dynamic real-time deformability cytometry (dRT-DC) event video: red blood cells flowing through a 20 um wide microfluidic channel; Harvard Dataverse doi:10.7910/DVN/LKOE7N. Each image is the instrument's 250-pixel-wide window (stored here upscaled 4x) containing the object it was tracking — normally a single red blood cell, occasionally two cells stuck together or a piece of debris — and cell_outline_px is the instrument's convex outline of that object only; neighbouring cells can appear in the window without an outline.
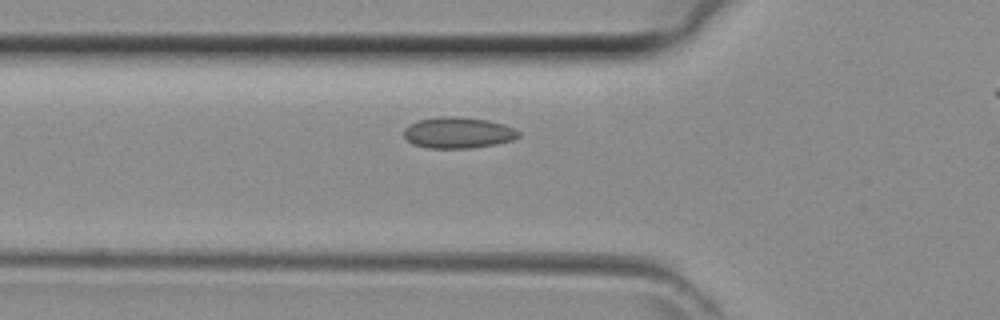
{"species": "common noctule bat (a hibernating species)", "species_latin": "Nyctalus noctula", "temperature_condition": "room temperature", "stored_images_in_passage": 35, "camera_frame_rate_fps": 3000, "um_per_image_px": 0.085, "animal": {"sex": "female", "body_mass_g": 29.2, "forearm_length_mm": 56.3}, "frame": {"image": 1, "passage_image": 12, "time_ms": 3.667, "image_size_px": [1000, 320], "cell_outline_px": [[520, 136], [512, 140], [496, 144], [468, 148], [428, 148], [412, 144], [404, 136], [404, 128], [408, 124], [416, 120], [440, 116], [456, 116], [488, 120], [504, 124], [520, 132]], "centroid_in_image_um": [38.9, 11.27], "position_along_channel_um": 86.9, "area_um2": 20.92}}
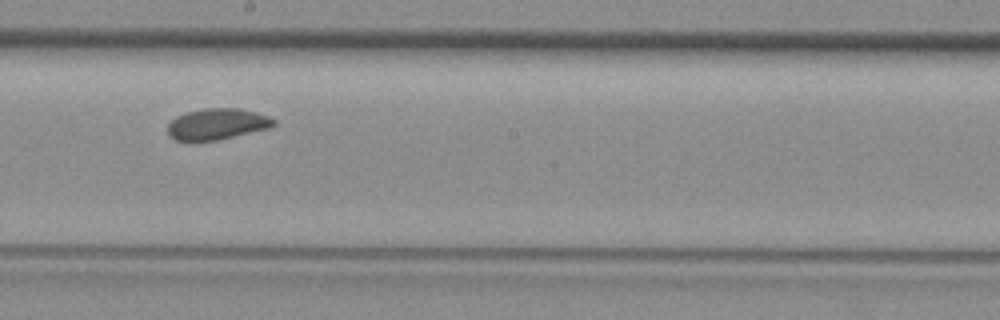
{"frame": {"image": 2, "passage_image": 21, "time_ms": 6.667, "image_size_px": [1000, 320], "cell_outline_px": [[276, 124], [272, 128], [216, 140], [176, 140], [168, 136], [168, 124], [176, 116], [188, 112], [204, 108], [240, 108], [256, 112], [268, 116], [276, 120]], "centroid_in_image_um": [18.49, 10.53], "position_along_channel_um": 229.7, "area_um2": 19.25}}
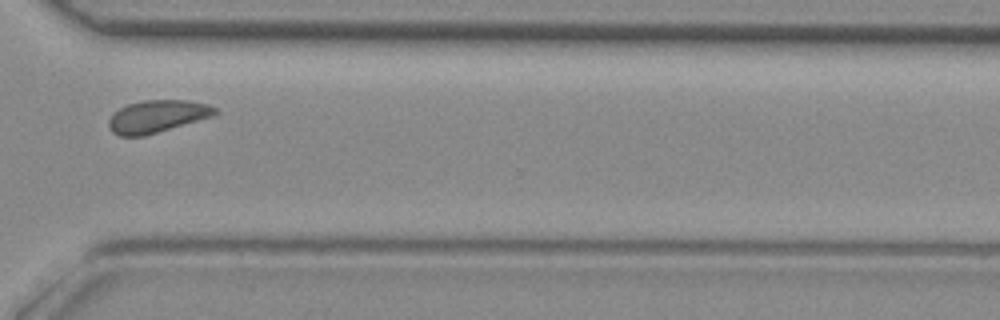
{"frame": {"image": 3, "passage_image": 29, "time_ms": 9.333, "image_size_px": [1000, 320], "cell_outline_px": [[220, 112], [212, 116], [144, 136], [120, 136], [112, 132], [108, 128], [108, 120], [120, 108], [128, 104], [144, 100], [188, 100], [208, 104], [216, 108]], "centroid_in_image_um": [13.36, 9.89], "position_along_channel_um": 357.2, "area_um2": 19.94}}